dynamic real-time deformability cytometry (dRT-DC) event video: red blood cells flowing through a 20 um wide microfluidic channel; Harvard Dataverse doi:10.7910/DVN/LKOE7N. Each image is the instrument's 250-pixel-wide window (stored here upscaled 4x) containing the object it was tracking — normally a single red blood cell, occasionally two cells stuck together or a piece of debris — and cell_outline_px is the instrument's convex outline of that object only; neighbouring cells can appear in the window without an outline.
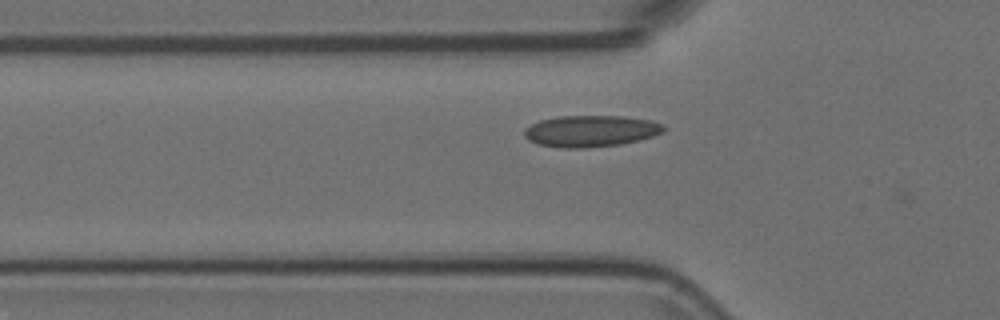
{"species": "Egyptian fruit bat (a non-hibernating species)", "species_latin": "Rousettus aegyptiacus", "temperature_condition": "room temperature", "stored_images_in_passage": 39, "camera_frame_rate_fps": 3000, "um_per_image_px": 0.085, "animal": {"sex": "female"}, "frame": {"image": 1, "passage_image": 2, "time_ms": 0.333, "image_size_px": [1000, 320], "cell_outline_px": [[664, 132], [640, 140], [620, 144], [584, 148], [564, 148], [540, 144], [528, 140], [524, 136], [524, 128], [540, 120], [556, 116], [620, 116], [652, 120], [664, 124]], "centroid_in_image_um": [50.22, 11.13], "position_along_channel_um": 75.6, "area_um2": 25.61}}
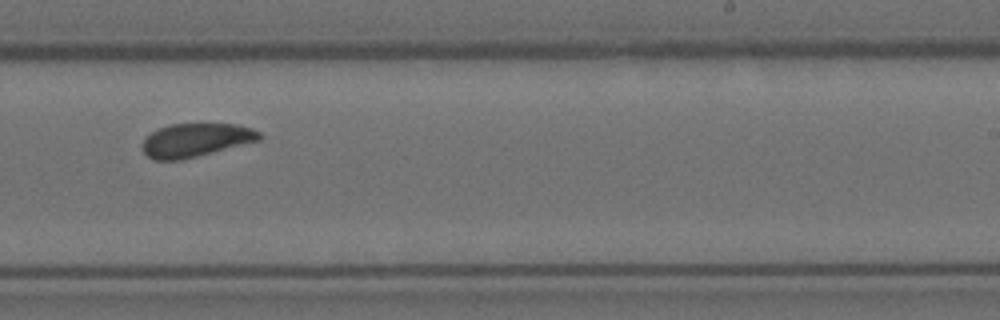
{"frame": {"image": 2, "passage_image": 18, "time_ms": 5.667, "image_size_px": [1000, 320], "cell_outline_px": [[264, 136], [260, 140], [180, 160], [152, 160], [144, 152], [144, 140], [152, 132], [168, 124], [236, 124], [252, 128], [260, 132]], "centroid_in_image_um": [16.67, 11.9], "position_along_channel_um": 272.3, "area_um2": 22.54}}
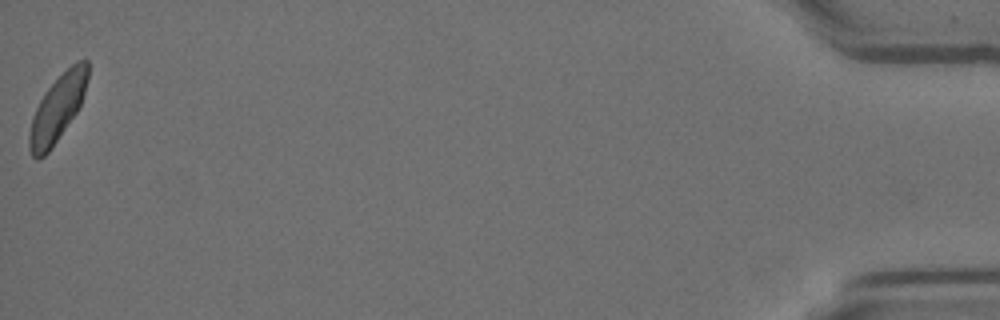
{"frame": {"image": 3, "passage_image": 39, "time_ms": 12.667, "image_size_px": [1000, 320], "cell_outline_px": [[88, 76], [84, 92], [80, 104], [76, 112], [48, 152], [44, 156], [36, 160], [32, 156], [28, 148], [28, 136], [32, 116], [44, 92], [76, 60], [88, 60]], "centroid_in_image_um": [4.85, 9.23], "position_along_channel_um": 430.3, "area_um2": 22.2}}